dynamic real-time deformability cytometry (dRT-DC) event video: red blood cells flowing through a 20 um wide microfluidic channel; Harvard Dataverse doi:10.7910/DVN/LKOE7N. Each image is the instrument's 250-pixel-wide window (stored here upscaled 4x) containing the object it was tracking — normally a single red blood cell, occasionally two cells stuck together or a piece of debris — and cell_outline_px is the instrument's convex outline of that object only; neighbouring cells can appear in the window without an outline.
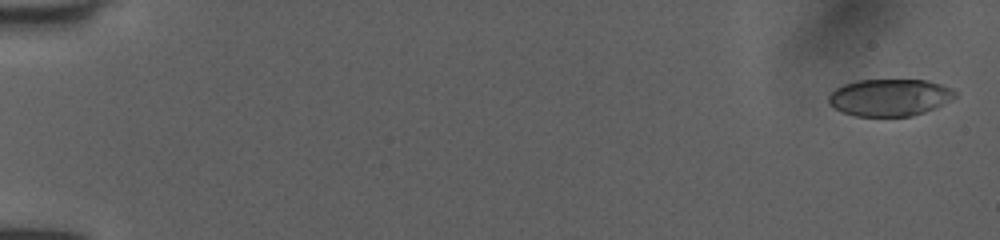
{"species": "human", "species_latin": "Homo sapiens", "temperature_condition": "room temperature", "stored_images_in_passage": 53, "camera_frame_rate_fps": 3000, "um_per_image_px": 0.085, "donor": {"sex": "female"}, "frame": {"image": 1, "passage_image": 2, "time_ms": 0.333, "image_size_px": [1000, 240], "cell_outline_px": [[956, 96], [952, 100], [936, 108], [912, 116], [856, 116], [840, 112], [828, 104], [828, 96], [836, 88], [844, 84], [856, 80], [928, 80], [952, 88], [956, 92]], "centroid_in_image_um": [75.62, 8.29], "position_along_channel_um": 9.4, "area_um2": 27.57}}
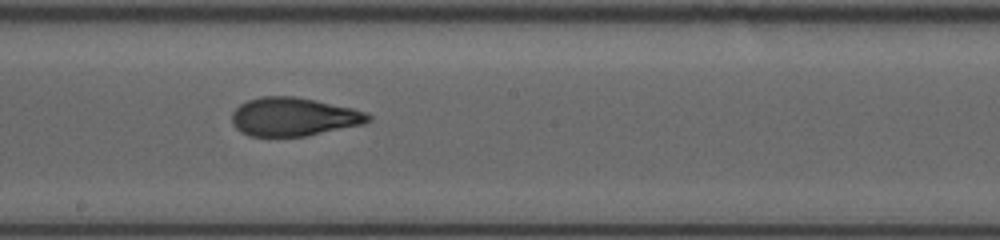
{"frame": {"image": 2, "passage_image": 31, "time_ms": 10.0, "image_size_px": [1000, 240], "cell_outline_px": [[372, 120], [364, 124], [308, 136], [248, 136], [240, 132], [232, 124], [232, 112], [240, 104], [248, 100], [260, 96], [296, 96], [316, 100], [352, 108], [368, 112], [372, 116]], "centroid_in_image_um": [24.98, 9.93], "position_along_channel_um": 223.2, "area_um2": 30.92}}
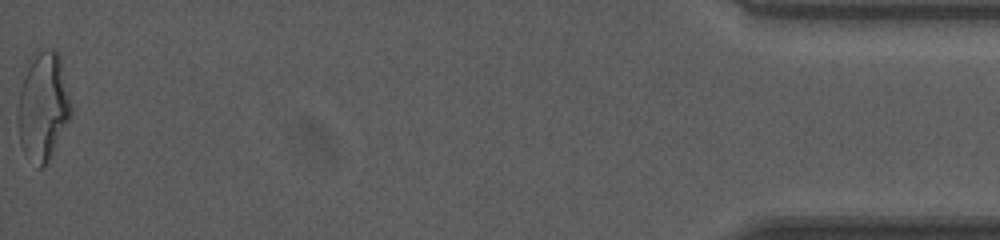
{"frame": {"image": 3, "passage_image": 53, "time_ms": 17.333, "image_size_px": [1000, 240], "cell_outline_px": [[72, 112], [48, 160], [40, 168], [24, 152], [20, 144], [20, 88], [24, 76], [28, 68], [36, 56], [44, 48], [56, 48], [60, 56], [72, 104]], "centroid_in_image_um": [3.71, 9.0], "position_along_channel_um": 431.5, "area_um2": 32.19}, "authors_computed_cell_mechanics": {"area_um2": 30.1716, "velocity_mm_per_s": 4.038, "shape_relaxation_time_tau1_ms": 9.9575, "shape_relaxation_time_tau2_ms": 1.3732, "deformation_change_tau1": 0.3116, "deformation_change_tau2": 0.0879}}